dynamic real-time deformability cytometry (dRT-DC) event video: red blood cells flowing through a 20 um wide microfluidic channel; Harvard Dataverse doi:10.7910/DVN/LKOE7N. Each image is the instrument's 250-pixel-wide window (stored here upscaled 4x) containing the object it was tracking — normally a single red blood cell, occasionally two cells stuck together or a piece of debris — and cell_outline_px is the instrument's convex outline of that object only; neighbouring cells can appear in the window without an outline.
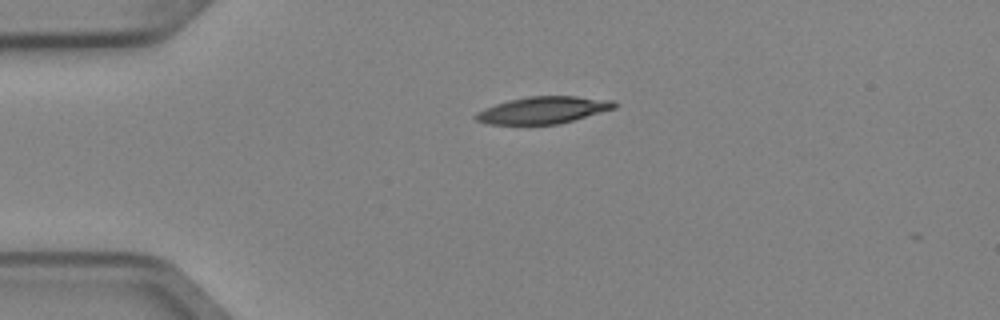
{"species": "Egyptian fruit bat (a non-hibernating species)", "species_latin": "Rousettus aegyptiacus", "temperature_condition": "cold", "stored_images_in_passage": 2, "camera_frame_rate_fps": 3000, "um_per_image_px": 0.085, "animal": {"sex": "female"}, "frame": {"image": 1, "passage_image": 1, "time_ms": 0.0, "image_size_px": [1000, 320], "cell_outline_px": [[616, 108], [560, 124], [488, 124], [476, 120], [472, 116], [476, 112], [484, 108], [508, 100], [528, 96], [576, 96], [612, 100], [616, 104]], "centroid_in_image_um": [46.14, 9.36], "position_along_channel_um": 38.9, "area_um2": 21.85}}